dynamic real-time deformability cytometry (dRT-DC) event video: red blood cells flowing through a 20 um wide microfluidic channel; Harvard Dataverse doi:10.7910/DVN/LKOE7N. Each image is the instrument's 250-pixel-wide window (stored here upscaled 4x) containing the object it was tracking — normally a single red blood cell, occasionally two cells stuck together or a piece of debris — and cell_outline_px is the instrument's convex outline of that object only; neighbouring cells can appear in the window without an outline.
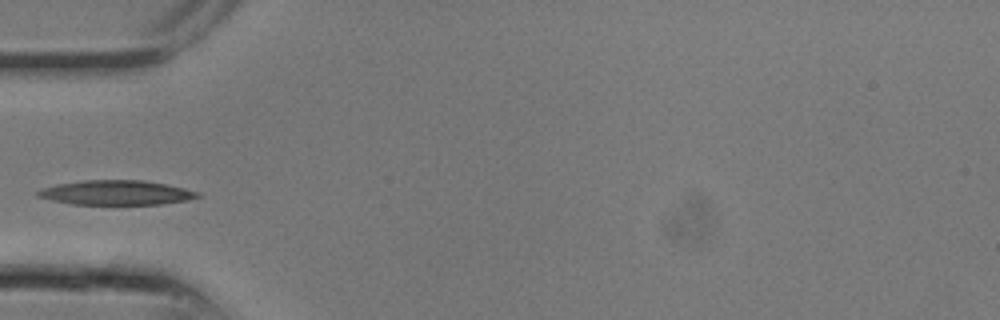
{"species": "common noctule bat (a hibernating species)", "species_latin": "Nyctalus noctula", "temperature_condition": "room temperature", "stored_images_in_passage": 17, "camera_frame_rate_fps": 3000, "um_per_image_px": 0.085, "animal": {"sex": "male", "body_mass_g": 13.3}, "frame": {"image": 1, "passage_image": 1, "time_ms": 0.0, "image_size_px": [1000, 320], "cell_outline_px": [[200, 196], [188, 200], [160, 204], [72, 204], [52, 200], [36, 196], [36, 192], [40, 188], [56, 184], [84, 180], [144, 180], [184, 188], [200, 192]], "centroid_in_image_um": [9.85, 16.37], "position_along_channel_um": 75.2, "area_um2": 22.83}}
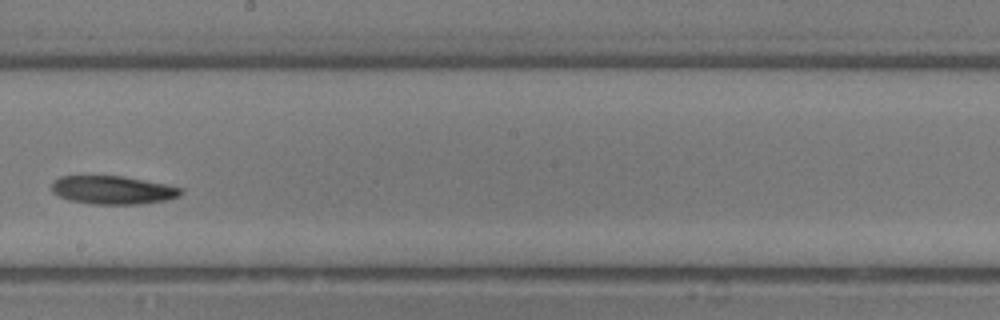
{"frame": {"image": 2, "passage_image": 7, "time_ms": 2.0, "image_size_px": [1000, 320], "cell_outline_px": [[184, 192], [180, 196], [168, 200], [140, 204], [92, 204], [68, 200], [52, 192], [52, 180], [60, 176], [124, 176], [184, 188]], "centroid_in_image_um": [9.61, 16.15], "position_along_channel_um": 238.6, "area_um2": 21.5}}
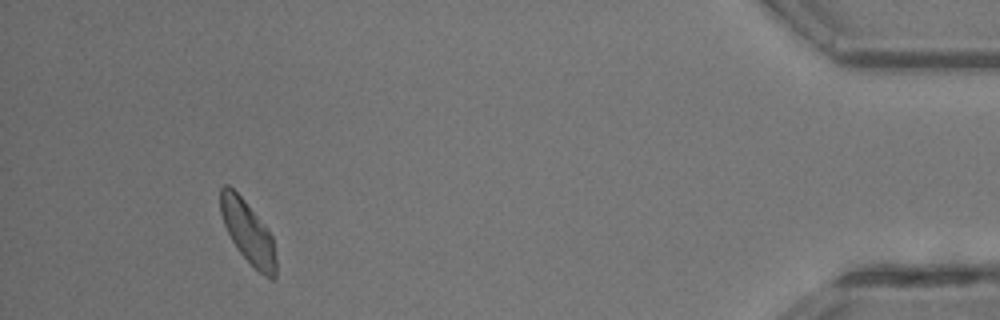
{"frame": {"image": 3, "passage_image": 16, "time_ms": 5.0, "image_size_px": [1000, 320], "cell_outline_px": [[276, 276], [272, 280], [264, 276], [236, 248], [224, 224], [220, 212], [220, 188], [224, 184], [228, 184], [244, 200], [272, 236], [276, 260]], "centroid_in_image_um": [21.06, 19.73], "position_along_channel_um": 414.1, "area_um2": 19.71}}